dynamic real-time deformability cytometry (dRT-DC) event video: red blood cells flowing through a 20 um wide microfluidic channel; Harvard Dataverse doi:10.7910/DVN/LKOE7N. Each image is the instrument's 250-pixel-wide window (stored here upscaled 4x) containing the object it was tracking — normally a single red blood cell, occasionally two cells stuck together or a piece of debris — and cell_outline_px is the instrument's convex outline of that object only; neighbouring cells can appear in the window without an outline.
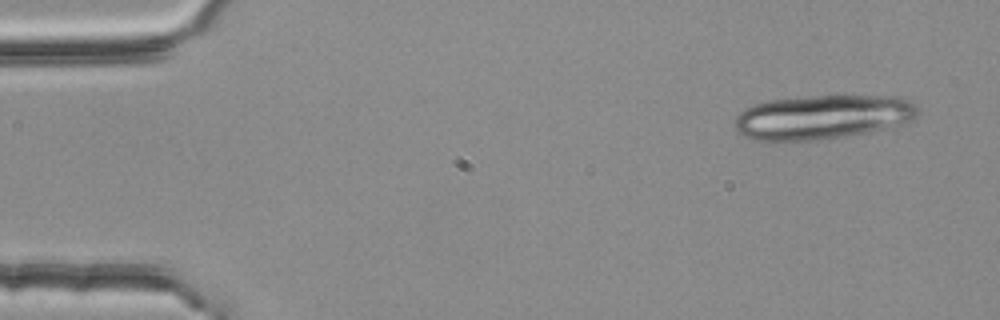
{"species": "common noctule bat (a hibernating species)", "species_latin": "Nyctalus noctula", "temperature_condition": "room temperature", "stored_images_in_passage": 17, "camera_frame_rate_fps": 3000, "um_per_image_px": 0.085, "animal": {"sex": "female", "body_mass_g": 25.1}, "frame": {"image": 1, "passage_image": 1, "time_ms": 0.0, "image_size_px": [1000, 320], "cell_outline_px": [[920, 112], [912, 120], [900, 124], [868, 132], [844, 136], [816, 140], [752, 140], [736, 132], [736, 116], [744, 108], [752, 104], [768, 100], [812, 96], [896, 96], [912, 100], [916, 104]], "centroid_in_image_um": [69.92, 9.94], "position_along_channel_um": 15.1, "area_um2": 47.28}}